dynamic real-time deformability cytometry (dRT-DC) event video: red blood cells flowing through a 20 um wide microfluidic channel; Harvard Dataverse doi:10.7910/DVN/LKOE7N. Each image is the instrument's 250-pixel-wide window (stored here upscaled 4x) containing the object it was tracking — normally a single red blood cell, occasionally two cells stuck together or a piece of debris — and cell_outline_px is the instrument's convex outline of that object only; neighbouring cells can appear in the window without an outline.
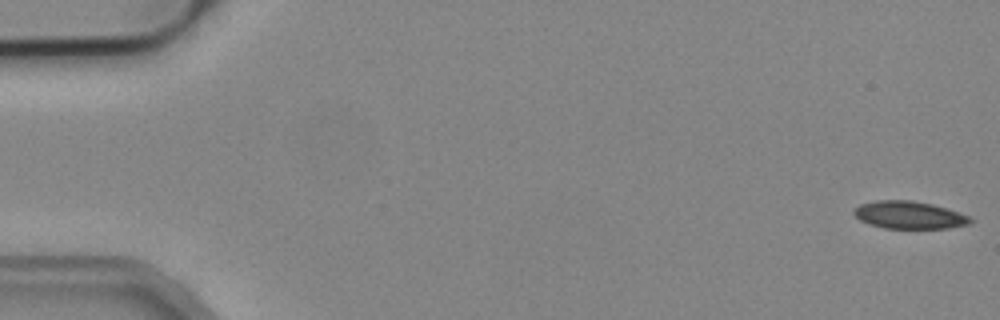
{"species": "common noctule bat (a hibernating species)", "species_latin": "Nyctalus noctula", "temperature_condition": "cold", "stored_images_in_passage": 3, "camera_frame_rate_fps": 3000, "um_per_image_px": 0.085, "animal": {"sex": "male", "body_mass_g": 19.2, "forearm_length_mm": 51.8}, "frame": {"image": 1, "passage_image": 1, "time_ms": 0.0, "image_size_px": [1000, 320], "cell_outline_px": [[972, 220], [968, 224], [948, 228], [884, 228], [868, 224], [860, 220], [852, 212], [852, 208], [860, 204], [876, 200], [908, 200], [932, 204], [968, 216]], "centroid_in_image_um": [77.19, 18.27], "position_along_channel_um": 7.8, "area_um2": 18.5}}